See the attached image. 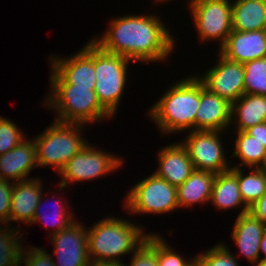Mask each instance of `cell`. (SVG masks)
Instances as JSON below:
<instances>
[{"label": "cell", "instance_id": "obj_1", "mask_svg": "<svg viewBox=\"0 0 266 266\" xmlns=\"http://www.w3.org/2000/svg\"><path fill=\"white\" fill-rule=\"evenodd\" d=\"M154 15H127L110 23L103 37L92 38L103 51L131 61H165L175 47L173 35Z\"/></svg>", "mask_w": 266, "mask_h": 266}, {"label": "cell", "instance_id": "obj_2", "mask_svg": "<svg viewBox=\"0 0 266 266\" xmlns=\"http://www.w3.org/2000/svg\"><path fill=\"white\" fill-rule=\"evenodd\" d=\"M148 235L141 226L124 218H103L87 230L89 259L96 263H123L119 257L132 254Z\"/></svg>", "mask_w": 266, "mask_h": 266}, {"label": "cell", "instance_id": "obj_3", "mask_svg": "<svg viewBox=\"0 0 266 266\" xmlns=\"http://www.w3.org/2000/svg\"><path fill=\"white\" fill-rule=\"evenodd\" d=\"M188 76L177 81L149 110V115L165 135L177 131L195 130L199 107V79Z\"/></svg>", "mask_w": 266, "mask_h": 266}, {"label": "cell", "instance_id": "obj_4", "mask_svg": "<svg viewBox=\"0 0 266 266\" xmlns=\"http://www.w3.org/2000/svg\"><path fill=\"white\" fill-rule=\"evenodd\" d=\"M46 104L58 113L55 121L62 123L90 124L112 118L101 106L94 89L72 84H51Z\"/></svg>", "mask_w": 266, "mask_h": 266}, {"label": "cell", "instance_id": "obj_5", "mask_svg": "<svg viewBox=\"0 0 266 266\" xmlns=\"http://www.w3.org/2000/svg\"><path fill=\"white\" fill-rule=\"evenodd\" d=\"M84 124L54 121L34 138L37 164L52 166L59 173L64 165L88 143L80 134Z\"/></svg>", "mask_w": 266, "mask_h": 266}, {"label": "cell", "instance_id": "obj_6", "mask_svg": "<svg viewBox=\"0 0 266 266\" xmlns=\"http://www.w3.org/2000/svg\"><path fill=\"white\" fill-rule=\"evenodd\" d=\"M131 60L103 51L94 43L95 93L101 106L114 116L124 93L127 65ZM123 92V93H122Z\"/></svg>", "mask_w": 266, "mask_h": 266}, {"label": "cell", "instance_id": "obj_7", "mask_svg": "<svg viewBox=\"0 0 266 266\" xmlns=\"http://www.w3.org/2000/svg\"><path fill=\"white\" fill-rule=\"evenodd\" d=\"M125 209L133 214H165L179 208L177 187L154 173L137 183L125 197Z\"/></svg>", "mask_w": 266, "mask_h": 266}, {"label": "cell", "instance_id": "obj_8", "mask_svg": "<svg viewBox=\"0 0 266 266\" xmlns=\"http://www.w3.org/2000/svg\"><path fill=\"white\" fill-rule=\"evenodd\" d=\"M123 158L97 149L89 143L74 155L60 170L62 180L59 184L61 191L67 184L76 181H91L107 173L117 170L123 165Z\"/></svg>", "mask_w": 266, "mask_h": 266}, {"label": "cell", "instance_id": "obj_9", "mask_svg": "<svg viewBox=\"0 0 266 266\" xmlns=\"http://www.w3.org/2000/svg\"><path fill=\"white\" fill-rule=\"evenodd\" d=\"M192 19L202 42L220 40V48L233 30L229 0H189Z\"/></svg>", "mask_w": 266, "mask_h": 266}, {"label": "cell", "instance_id": "obj_10", "mask_svg": "<svg viewBox=\"0 0 266 266\" xmlns=\"http://www.w3.org/2000/svg\"><path fill=\"white\" fill-rule=\"evenodd\" d=\"M220 133L221 131L194 130L182 141L195 170L219 174L231 169L223 151Z\"/></svg>", "mask_w": 266, "mask_h": 266}, {"label": "cell", "instance_id": "obj_11", "mask_svg": "<svg viewBox=\"0 0 266 266\" xmlns=\"http://www.w3.org/2000/svg\"><path fill=\"white\" fill-rule=\"evenodd\" d=\"M51 63V84H72L95 88L96 74L94 69V42L89 41L76 54L68 58L54 56Z\"/></svg>", "mask_w": 266, "mask_h": 266}, {"label": "cell", "instance_id": "obj_12", "mask_svg": "<svg viewBox=\"0 0 266 266\" xmlns=\"http://www.w3.org/2000/svg\"><path fill=\"white\" fill-rule=\"evenodd\" d=\"M218 62L202 78L198 76V79L208 91L232 104L245 93V69L243 63L228 60L220 53Z\"/></svg>", "mask_w": 266, "mask_h": 266}, {"label": "cell", "instance_id": "obj_13", "mask_svg": "<svg viewBox=\"0 0 266 266\" xmlns=\"http://www.w3.org/2000/svg\"><path fill=\"white\" fill-rule=\"evenodd\" d=\"M79 223L75 220L66 229L49 236L55 246L53 256L57 255V261L53 260L55 266H90L87 229Z\"/></svg>", "mask_w": 266, "mask_h": 266}, {"label": "cell", "instance_id": "obj_14", "mask_svg": "<svg viewBox=\"0 0 266 266\" xmlns=\"http://www.w3.org/2000/svg\"><path fill=\"white\" fill-rule=\"evenodd\" d=\"M231 103L208 91L199 80V107L195 130L221 131L231 124Z\"/></svg>", "mask_w": 266, "mask_h": 266}, {"label": "cell", "instance_id": "obj_15", "mask_svg": "<svg viewBox=\"0 0 266 266\" xmlns=\"http://www.w3.org/2000/svg\"><path fill=\"white\" fill-rule=\"evenodd\" d=\"M228 60L245 63L266 57V29L255 31L232 30L224 45L219 48Z\"/></svg>", "mask_w": 266, "mask_h": 266}, {"label": "cell", "instance_id": "obj_16", "mask_svg": "<svg viewBox=\"0 0 266 266\" xmlns=\"http://www.w3.org/2000/svg\"><path fill=\"white\" fill-rule=\"evenodd\" d=\"M161 149L158 152L159 167L154 174L172 186L178 187L195 170L192 161L182 143H172Z\"/></svg>", "mask_w": 266, "mask_h": 266}, {"label": "cell", "instance_id": "obj_17", "mask_svg": "<svg viewBox=\"0 0 266 266\" xmlns=\"http://www.w3.org/2000/svg\"><path fill=\"white\" fill-rule=\"evenodd\" d=\"M26 140L0 155V179H13L14 183L27 180L30 171L38 167L34 140Z\"/></svg>", "mask_w": 266, "mask_h": 266}, {"label": "cell", "instance_id": "obj_18", "mask_svg": "<svg viewBox=\"0 0 266 266\" xmlns=\"http://www.w3.org/2000/svg\"><path fill=\"white\" fill-rule=\"evenodd\" d=\"M40 180L39 178H28L13 183L10 221H23L28 225L33 221L37 205L43 196L42 181Z\"/></svg>", "mask_w": 266, "mask_h": 266}, {"label": "cell", "instance_id": "obj_19", "mask_svg": "<svg viewBox=\"0 0 266 266\" xmlns=\"http://www.w3.org/2000/svg\"><path fill=\"white\" fill-rule=\"evenodd\" d=\"M233 227L232 238L243 256L257 266L260 263V243L266 225L249 212L238 215Z\"/></svg>", "mask_w": 266, "mask_h": 266}, {"label": "cell", "instance_id": "obj_20", "mask_svg": "<svg viewBox=\"0 0 266 266\" xmlns=\"http://www.w3.org/2000/svg\"><path fill=\"white\" fill-rule=\"evenodd\" d=\"M216 174L194 170L183 184L177 187V202L180 207L210 202Z\"/></svg>", "mask_w": 266, "mask_h": 266}, {"label": "cell", "instance_id": "obj_21", "mask_svg": "<svg viewBox=\"0 0 266 266\" xmlns=\"http://www.w3.org/2000/svg\"><path fill=\"white\" fill-rule=\"evenodd\" d=\"M231 121L237 124L239 131L266 122V96L244 93L231 104Z\"/></svg>", "mask_w": 266, "mask_h": 266}, {"label": "cell", "instance_id": "obj_22", "mask_svg": "<svg viewBox=\"0 0 266 266\" xmlns=\"http://www.w3.org/2000/svg\"><path fill=\"white\" fill-rule=\"evenodd\" d=\"M231 10L233 30L266 29V0H235L231 3Z\"/></svg>", "mask_w": 266, "mask_h": 266}, {"label": "cell", "instance_id": "obj_23", "mask_svg": "<svg viewBox=\"0 0 266 266\" xmlns=\"http://www.w3.org/2000/svg\"><path fill=\"white\" fill-rule=\"evenodd\" d=\"M210 202L220 210H227L235 207L237 209L243 206L239 215L248 213L249 211V208L244 205L238 187L237 176L231 170L216 174L212 186Z\"/></svg>", "mask_w": 266, "mask_h": 266}, {"label": "cell", "instance_id": "obj_24", "mask_svg": "<svg viewBox=\"0 0 266 266\" xmlns=\"http://www.w3.org/2000/svg\"><path fill=\"white\" fill-rule=\"evenodd\" d=\"M250 173L244 175L241 167H232L230 170L237 176L238 187L248 208L252 206L266 192V172L261 168H250Z\"/></svg>", "mask_w": 266, "mask_h": 266}, {"label": "cell", "instance_id": "obj_25", "mask_svg": "<svg viewBox=\"0 0 266 266\" xmlns=\"http://www.w3.org/2000/svg\"><path fill=\"white\" fill-rule=\"evenodd\" d=\"M237 134L232 156L240 158L241 164L235 167L242 168L245 165L249 168H261L266 157V147L245 131L237 130Z\"/></svg>", "mask_w": 266, "mask_h": 266}, {"label": "cell", "instance_id": "obj_26", "mask_svg": "<svg viewBox=\"0 0 266 266\" xmlns=\"http://www.w3.org/2000/svg\"><path fill=\"white\" fill-rule=\"evenodd\" d=\"M4 226L0 227V266H21L23 246L22 242H19V239H22L20 232L13 227L9 229L6 223Z\"/></svg>", "mask_w": 266, "mask_h": 266}, {"label": "cell", "instance_id": "obj_27", "mask_svg": "<svg viewBox=\"0 0 266 266\" xmlns=\"http://www.w3.org/2000/svg\"><path fill=\"white\" fill-rule=\"evenodd\" d=\"M245 94L266 96V57L243 63Z\"/></svg>", "mask_w": 266, "mask_h": 266}, {"label": "cell", "instance_id": "obj_28", "mask_svg": "<svg viewBox=\"0 0 266 266\" xmlns=\"http://www.w3.org/2000/svg\"><path fill=\"white\" fill-rule=\"evenodd\" d=\"M57 201H58V202H56L57 204L55 203V205H56L55 208L57 207L56 208L57 211H54L55 210V208H54V210H52L54 212L51 213L53 215L51 216V214H47V213L45 214V212H43V213L41 212V210H40L41 209V206H42V203H41L42 202V196H41V198L39 200V203L37 205V208H36L35 216L33 218V221L30 224L31 225H32V223L35 224L38 221H41L43 223V221H44V222H46L45 228L48 229V226L50 225L49 223L51 222V224L53 225V228H54V226L56 228L53 229L54 231H52L51 233H49V235L56 234V233L60 232L61 230L66 229L68 226H70L75 221V220H73V219H75L74 218V215L67 210L68 209L67 206H66V208L63 207V201H61V200H57ZM44 204L45 203H43V205ZM48 210L49 209H47V212H48Z\"/></svg>", "mask_w": 266, "mask_h": 266}, {"label": "cell", "instance_id": "obj_29", "mask_svg": "<svg viewBox=\"0 0 266 266\" xmlns=\"http://www.w3.org/2000/svg\"><path fill=\"white\" fill-rule=\"evenodd\" d=\"M198 266H240L225 244H217L195 258Z\"/></svg>", "mask_w": 266, "mask_h": 266}, {"label": "cell", "instance_id": "obj_30", "mask_svg": "<svg viewBox=\"0 0 266 266\" xmlns=\"http://www.w3.org/2000/svg\"><path fill=\"white\" fill-rule=\"evenodd\" d=\"M128 266H158V234L149 233L146 240L133 252Z\"/></svg>", "mask_w": 266, "mask_h": 266}, {"label": "cell", "instance_id": "obj_31", "mask_svg": "<svg viewBox=\"0 0 266 266\" xmlns=\"http://www.w3.org/2000/svg\"><path fill=\"white\" fill-rule=\"evenodd\" d=\"M17 124L0 116V155L12 150L26 139Z\"/></svg>", "mask_w": 266, "mask_h": 266}, {"label": "cell", "instance_id": "obj_32", "mask_svg": "<svg viewBox=\"0 0 266 266\" xmlns=\"http://www.w3.org/2000/svg\"><path fill=\"white\" fill-rule=\"evenodd\" d=\"M164 240L158 235V266H191L194 263V258L188 262Z\"/></svg>", "mask_w": 266, "mask_h": 266}, {"label": "cell", "instance_id": "obj_33", "mask_svg": "<svg viewBox=\"0 0 266 266\" xmlns=\"http://www.w3.org/2000/svg\"><path fill=\"white\" fill-rule=\"evenodd\" d=\"M26 250L28 251L22 250L20 262L25 266H55L51 254H47L46 249L33 246Z\"/></svg>", "mask_w": 266, "mask_h": 266}, {"label": "cell", "instance_id": "obj_34", "mask_svg": "<svg viewBox=\"0 0 266 266\" xmlns=\"http://www.w3.org/2000/svg\"><path fill=\"white\" fill-rule=\"evenodd\" d=\"M13 183L14 182L0 179V223L3 224H8L10 222Z\"/></svg>", "mask_w": 266, "mask_h": 266}, {"label": "cell", "instance_id": "obj_35", "mask_svg": "<svg viewBox=\"0 0 266 266\" xmlns=\"http://www.w3.org/2000/svg\"><path fill=\"white\" fill-rule=\"evenodd\" d=\"M254 218L266 225V192L258 199L248 211Z\"/></svg>", "mask_w": 266, "mask_h": 266}, {"label": "cell", "instance_id": "obj_36", "mask_svg": "<svg viewBox=\"0 0 266 266\" xmlns=\"http://www.w3.org/2000/svg\"><path fill=\"white\" fill-rule=\"evenodd\" d=\"M245 132L266 147V122L250 127Z\"/></svg>", "mask_w": 266, "mask_h": 266}, {"label": "cell", "instance_id": "obj_37", "mask_svg": "<svg viewBox=\"0 0 266 266\" xmlns=\"http://www.w3.org/2000/svg\"><path fill=\"white\" fill-rule=\"evenodd\" d=\"M261 251H262V253H265V254H264V258L260 259V263H264V262H266V231L263 234L262 240L260 243V253H261Z\"/></svg>", "mask_w": 266, "mask_h": 266}, {"label": "cell", "instance_id": "obj_38", "mask_svg": "<svg viewBox=\"0 0 266 266\" xmlns=\"http://www.w3.org/2000/svg\"><path fill=\"white\" fill-rule=\"evenodd\" d=\"M90 266H124V262L123 263H110V262L96 263V262H91Z\"/></svg>", "mask_w": 266, "mask_h": 266}, {"label": "cell", "instance_id": "obj_39", "mask_svg": "<svg viewBox=\"0 0 266 266\" xmlns=\"http://www.w3.org/2000/svg\"><path fill=\"white\" fill-rule=\"evenodd\" d=\"M261 169H262L264 172H266V157H265V160H264V162H263V164H262V166H261Z\"/></svg>", "mask_w": 266, "mask_h": 266}, {"label": "cell", "instance_id": "obj_40", "mask_svg": "<svg viewBox=\"0 0 266 266\" xmlns=\"http://www.w3.org/2000/svg\"><path fill=\"white\" fill-rule=\"evenodd\" d=\"M257 266H266V262H264V263H259Z\"/></svg>", "mask_w": 266, "mask_h": 266}, {"label": "cell", "instance_id": "obj_41", "mask_svg": "<svg viewBox=\"0 0 266 266\" xmlns=\"http://www.w3.org/2000/svg\"><path fill=\"white\" fill-rule=\"evenodd\" d=\"M163 1H168V0H156V2H163Z\"/></svg>", "mask_w": 266, "mask_h": 266}, {"label": "cell", "instance_id": "obj_42", "mask_svg": "<svg viewBox=\"0 0 266 266\" xmlns=\"http://www.w3.org/2000/svg\"><path fill=\"white\" fill-rule=\"evenodd\" d=\"M191 266H198L195 262Z\"/></svg>", "mask_w": 266, "mask_h": 266}]
</instances>
